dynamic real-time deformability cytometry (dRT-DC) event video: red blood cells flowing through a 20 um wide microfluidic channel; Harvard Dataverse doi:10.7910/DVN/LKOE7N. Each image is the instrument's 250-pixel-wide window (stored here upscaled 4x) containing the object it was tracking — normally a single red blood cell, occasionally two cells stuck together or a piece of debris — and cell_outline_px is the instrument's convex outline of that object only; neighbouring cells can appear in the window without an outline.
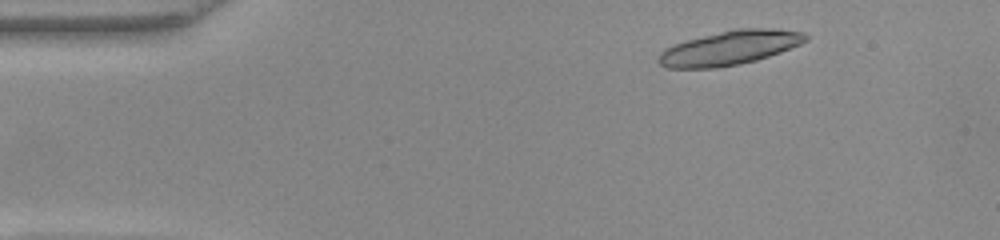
{"species": "common noctule bat (a hibernating species)", "species_latin": "Nyctalus noctula", "temperature_condition": "warm", "stored_images_in_passage": 47, "segment_of_instrument_passage": [1, 2], "camera_frame_rate_fps": 3000, "um_per_image_px": 0.085, "animal": {"sex": "female", "body_mass_g": 22.0, "forearm_length_mm": 56.7}, "frame": {"image": 1, "passage_image": 4, "time_ms": 1.0, "image_size_px": [1000, 240], "cell_outline_px": [[808, 40], [800, 44], [780, 52], [756, 60], [740, 64], [716, 68], [664, 68], [656, 60], [660, 52], [664, 48], [688, 40], [736, 28], [776, 28], [804, 32], [808, 36]], "centroid_in_image_um": [62.02, 4.07], "position_along_channel_um": 23.0, "area_um2": 29.3}}